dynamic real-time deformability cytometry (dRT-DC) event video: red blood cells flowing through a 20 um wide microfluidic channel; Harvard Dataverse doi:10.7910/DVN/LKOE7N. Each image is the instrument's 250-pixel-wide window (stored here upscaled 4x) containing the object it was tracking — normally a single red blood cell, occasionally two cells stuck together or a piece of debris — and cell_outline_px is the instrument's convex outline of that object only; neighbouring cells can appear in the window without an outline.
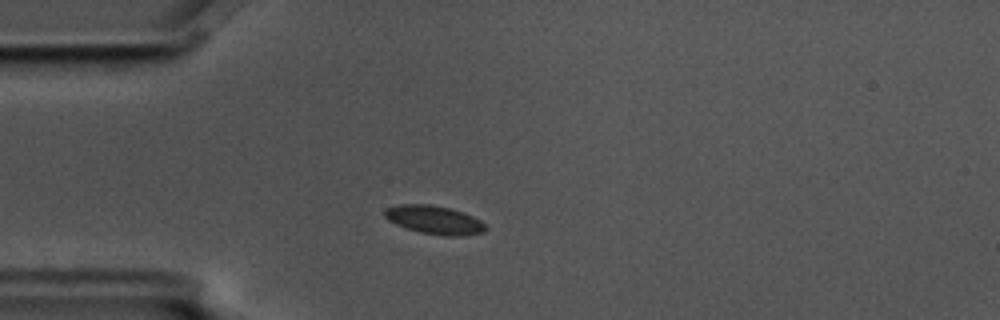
{"species": "common noctule bat (a hibernating species)", "species_latin": "Nyctalus noctula", "temperature_condition": "cold", "stored_images_in_passage": 2, "camera_frame_rate_fps": 3000, "um_per_image_px": 0.085, "animal": {"sex": "male", "body_mass_g": 17.5, "forearm_length_mm": 52.3}, "frame": {"image": 1, "passage_image": 2, "time_ms": 0.333, "image_size_px": [1000, 320], "cell_outline_px": [[488, 228], [484, 232], [464, 236], [444, 236], [420, 232], [404, 228], [388, 220], [384, 216], [384, 208], [400, 204], [428, 204], [448, 208], [464, 212], [480, 220]], "centroid_in_image_um": [36.91, 18.7], "position_along_channel_um": 48.1, "area_um2": 16.88}}